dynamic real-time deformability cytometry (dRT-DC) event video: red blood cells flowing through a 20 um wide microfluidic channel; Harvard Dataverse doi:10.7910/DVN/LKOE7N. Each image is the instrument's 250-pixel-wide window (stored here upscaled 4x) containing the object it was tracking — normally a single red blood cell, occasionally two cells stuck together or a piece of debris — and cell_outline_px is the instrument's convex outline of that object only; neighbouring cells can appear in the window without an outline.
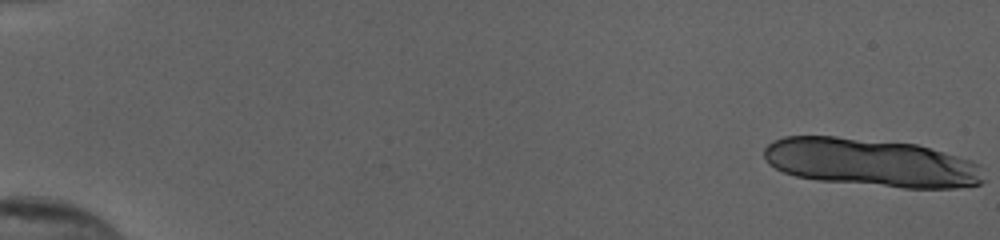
{"species": "human", "species_latin": "Homo sapiens", "temperature_condition": "cold", "stored_images_in_passage": 17, "camera_frame_rate_fps": 3000, "um_per_image_px": 0.085, "donor": {"sex": "female"}, "frame": {"image": 1, "passage_image": 1, "time_ms": 0.0, "image_size_px": [1000, 240], "cell_outline_px": [[984, 180], [980, 184], [956, 188], [904, 188], [820, 180], [796, 176], [784, 172], [768, 164], [764, 156], [764, 148], [768, 144], [784, 136], [836, 136], [916, 144], [972, 160], [980, 164]], "centroid_in_image_um": [74.06, 13.82], "position_along_channel_um": 10.9, "area_um2": 61.56}}